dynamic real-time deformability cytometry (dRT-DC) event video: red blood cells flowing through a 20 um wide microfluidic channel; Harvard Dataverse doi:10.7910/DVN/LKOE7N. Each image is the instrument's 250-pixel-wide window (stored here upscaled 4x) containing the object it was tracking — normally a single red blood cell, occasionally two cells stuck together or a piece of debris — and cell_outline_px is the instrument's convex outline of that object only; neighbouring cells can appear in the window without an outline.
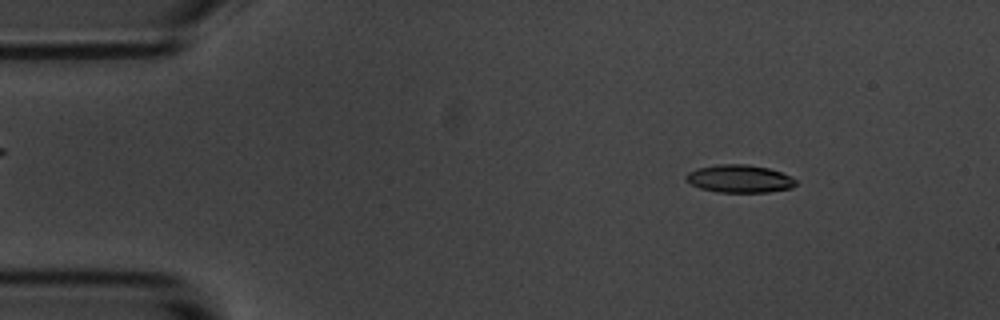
{"species": "common noctule bat (a hibernating species)", "species_latin": "Nyctalus noctula", "temperature_condition": "room temperature", "stored_images_in_passage": 5, "camera_frame_rate_fps": 3000, "um_per_image_px": 0.085, "animal": {"sex": "male", "body_mass_g": 20.1, "forearm_length_mm": 53.5}, "frame": {"image": 1, "passage_image": 1, "time_ms": 0.0, "image_size_px": [1000, 320], "cell_outline_px": [[796, 184], [792, 188], [768, 192], [716, 192], [700, 188], [684, 180], [684, 176], [688, 172], [696, 168], [720, 164], [748, 164], [768, 168], [780, 172], [796, 180]], "centroid_in_image_um": [62.81, 15.19], "position_along_channel_um": 22.2, "area_um2": 17.8}}